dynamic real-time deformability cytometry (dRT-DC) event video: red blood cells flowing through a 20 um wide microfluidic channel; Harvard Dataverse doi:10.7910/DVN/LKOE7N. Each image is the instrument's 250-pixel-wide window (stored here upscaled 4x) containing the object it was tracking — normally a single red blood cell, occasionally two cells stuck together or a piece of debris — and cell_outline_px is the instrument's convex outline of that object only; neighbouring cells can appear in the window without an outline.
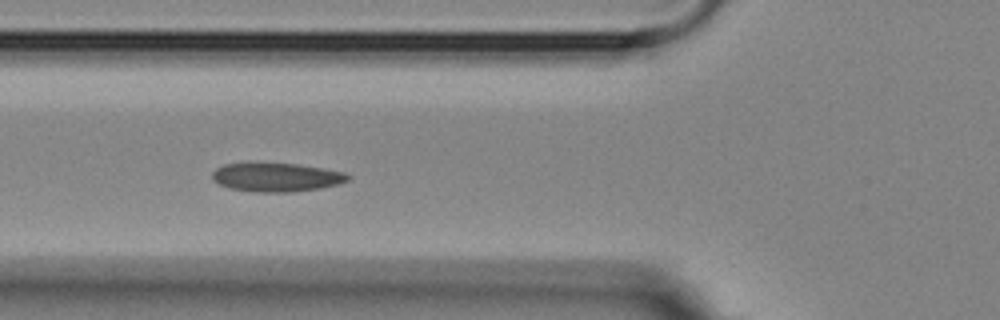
{"species": "Egyptian fruit bat (a non-hibernating species)", "species_latin": "Rousettus aegyptiacus", "temperature_condition": "room temperature", "stored_images_in_passage": 7, "camera_frame_rate_fps": 3000, "um_per_image_px": 0.085, "animal": {"sex": "female"}, "frame": {"image": 1, "passage_image": 6, "time_ms": 5.667, "image_size_px": [1000, 320], "cell_outline_px": [[352, 176], [348, 180], [336, 184], [320, 188], [292, 192], [252, 192], [228, 188], [212, 180], [212, 172], [216, 168], [224, 164], [248, 160], [296, 164], [344, 172]], "centroid_in_image_um": [23.39, 15.03], "position_along_channel_um": 102.4, "area_um2": 23.47}}
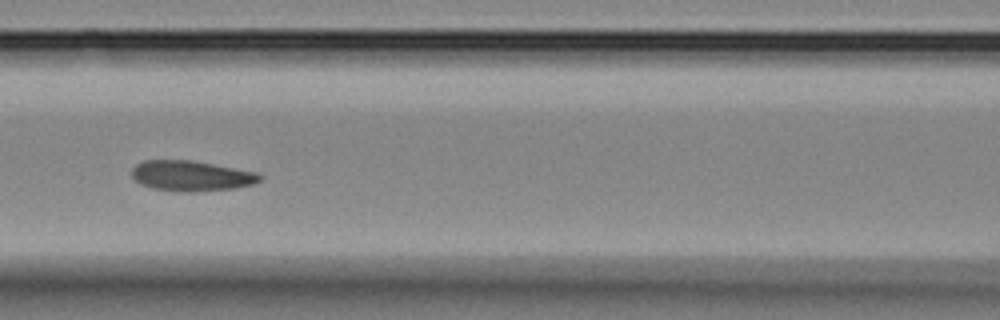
{"frame": {"image": 2, "passage_image": 7, "time_ms": 7.0, "image_size_px": [1000, 320], "cell_outline_px": [[264, 176], [256, 184], [236, 188], [192, 192], [180, 192], [152, 188], [140, 184], [132, 176], [132, 168], [136, 164], [144, 160], [192, 160], [256, 172]], "centroid_in_image_um": [16.27, 14.95], "position_along_channel_um": 150.3, "area_um2": 22.83}}